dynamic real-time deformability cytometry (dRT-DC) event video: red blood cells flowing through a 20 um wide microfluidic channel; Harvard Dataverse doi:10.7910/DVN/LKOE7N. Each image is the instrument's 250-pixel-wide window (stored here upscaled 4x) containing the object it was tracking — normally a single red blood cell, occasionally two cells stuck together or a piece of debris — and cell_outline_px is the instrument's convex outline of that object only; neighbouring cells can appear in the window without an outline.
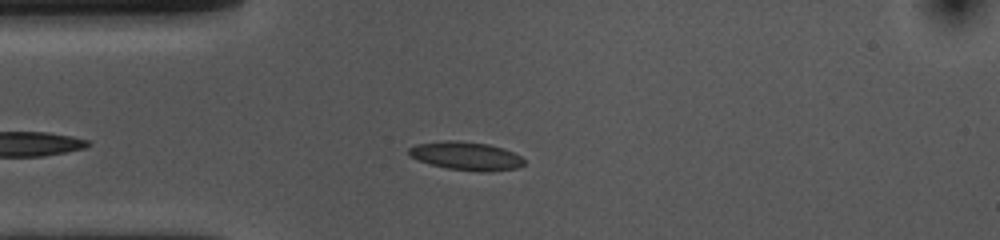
{"species": "common noctule bat (a hibernating species)", "species_latin": "Nyctalus noctula", "temperature_condition": "cold", "stored_images_in_passage": 30, "camera_frame_rate_fps": 3000, "um_per_image_px": 0.085, "animal": {"sex": "female", "body_mass_g": 10.0, "forearm_length_mm": 53.1}, "frame": {"image": 1, "passage_image": 7, "time_ms": 2.0, "image_size_px": [1000, 240], "cell_outline_px": [[524, 164], [516, 168], [484, 172], [480, 172], [448, 168], [432, 164], [420, 160], [412, 156], [408, 152], [408, 148], [416, 144], [444, 140], [456, 140], [488, 144], [504, 148], [520, 156], [524, 160]], "centroid_in_image_um": [39.63, 13.24], "position_along_channel_um": 45.4, "area_um2": 18.84}}
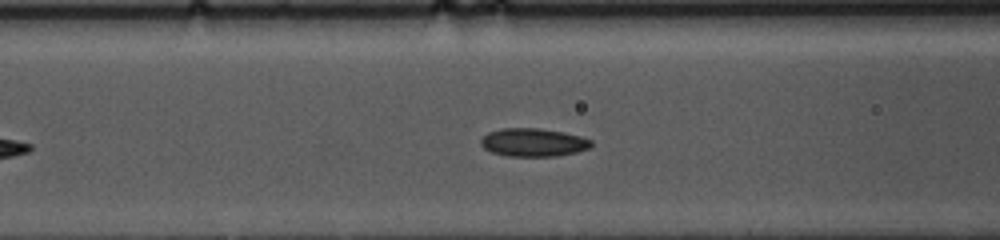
{"frame": {"image": 2, "passage_image": 14, "time_ms": 4.333, "image_size_px": [1000, 240], "cell_outline_px": [[592, 144], [588, 148], [576, 152], [556, 156], [508, 156], [492, 152], [484, 148], [480, 144], [480, 140], [488, 132], [500, 128], [540, 128], [564, 132], [580, 136], [592, 140]], "centroid_in_image_um": [45.31, 12.09], "position_along_channel_um": 121.3, "area_um2": 18.15}}
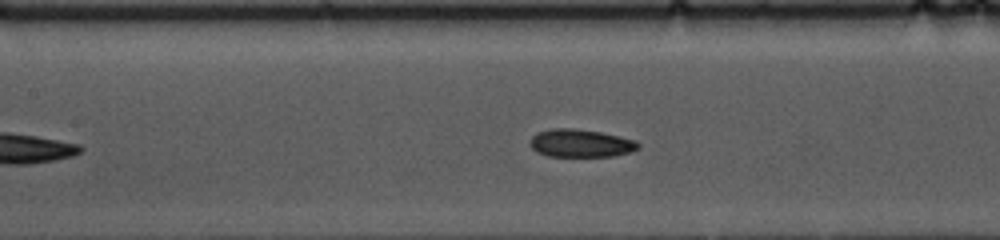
{"frame": {"image": 3, "passage_image": 17, "time_ms": 5.333, "image_size_px": [1000, 240], "cell_outline_px": [[640, 148], [628, 152], [612, 156], [548, 156], [536, 152], [528, 144], [532, 136], [536, 132], [552, 128], [572, 128], [600, 132], [620, 136], [636, 140], [640, 144]], "centroid_in_image_um": [49.33, 12.17], "position_along_channel_um": 158.1, "area_um2": 17.69}}